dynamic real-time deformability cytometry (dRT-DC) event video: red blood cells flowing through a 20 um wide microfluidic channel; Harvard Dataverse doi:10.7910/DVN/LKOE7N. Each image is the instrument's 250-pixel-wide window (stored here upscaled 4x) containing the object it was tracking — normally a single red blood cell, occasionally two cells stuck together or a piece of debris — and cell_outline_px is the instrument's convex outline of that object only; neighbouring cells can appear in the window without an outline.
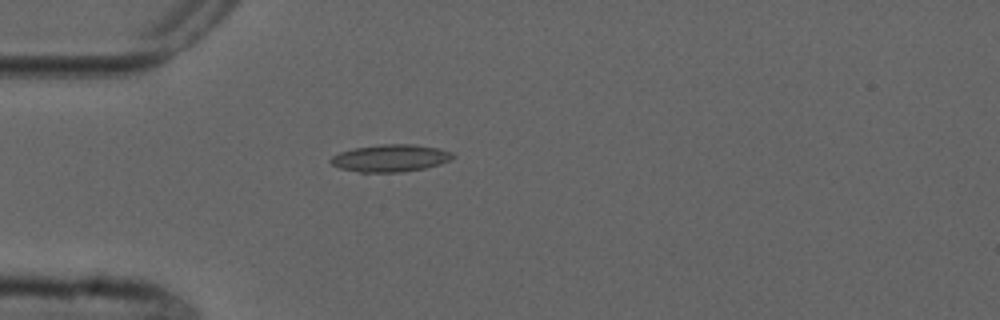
{"species": "common noctule bat (a hibernating species)", "species_latin": "Nyctalus noctula", "temperature_condition": "cold", "stored_images_in_passage": 1, "camera_frame_rate_fps": 3000, "um_per_image_px": 0.085, "animal": {"sex": "male", "forearm_length_mm": 52.5}, "frame": {"image": 1, "passage_image": 1, "time_ms": 0.0, "image_size_px": [1000, 320], "cell_outline_px": [[456, 156], [440, 164], [424, 168], [400, 172], [360, 172], [340, 168], [332, 164], [328, 160], [332, 156], [340, 152], [352, 148], [380, 144], [416, 144], [436, 148], [452, 152]], "centroid_in_image_um": [33.16, 13.43], "position_along_channel_um": 51.8, "area_um2": 19.36}}